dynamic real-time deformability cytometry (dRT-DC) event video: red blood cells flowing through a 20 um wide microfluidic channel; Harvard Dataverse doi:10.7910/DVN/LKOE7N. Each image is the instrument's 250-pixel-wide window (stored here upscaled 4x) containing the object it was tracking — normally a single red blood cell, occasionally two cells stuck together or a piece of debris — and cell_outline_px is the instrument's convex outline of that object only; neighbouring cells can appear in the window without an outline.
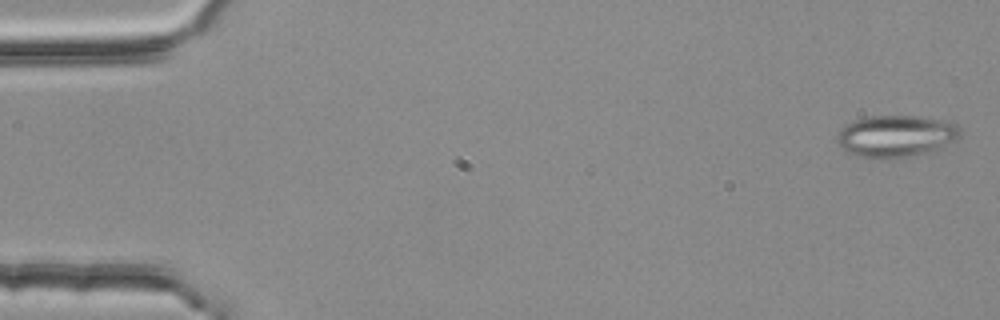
{"species": "common noctule bat (a hibernating species)", "species_latin": "Nyctalus noctula", "temperature_condition": "room temperature", "stored_images_in_passage": 5, "camera_frame_rate_fps": 3000, "um_per_image_px": 0.085, "animal": {"sex": "female", "body_mass_g": 25.1}, "frame": {"image": 1, "passage_image": 1, "time_ms": 0.0, "image_size_px": [1000, 320], "cell_outline_px": [[964, 132], [956, 140], [940, 148], [908, 156], [856, 156], [840, 148], [836, 144], [836, 136], [840, 128], [856, 120], [868, 116], [916, 116], [948, 120], [956, 124]], "centroid_in_image_um": [76.17, 11.53], "position_along_channel_um": 8.8, "area_um2": 29.71}}